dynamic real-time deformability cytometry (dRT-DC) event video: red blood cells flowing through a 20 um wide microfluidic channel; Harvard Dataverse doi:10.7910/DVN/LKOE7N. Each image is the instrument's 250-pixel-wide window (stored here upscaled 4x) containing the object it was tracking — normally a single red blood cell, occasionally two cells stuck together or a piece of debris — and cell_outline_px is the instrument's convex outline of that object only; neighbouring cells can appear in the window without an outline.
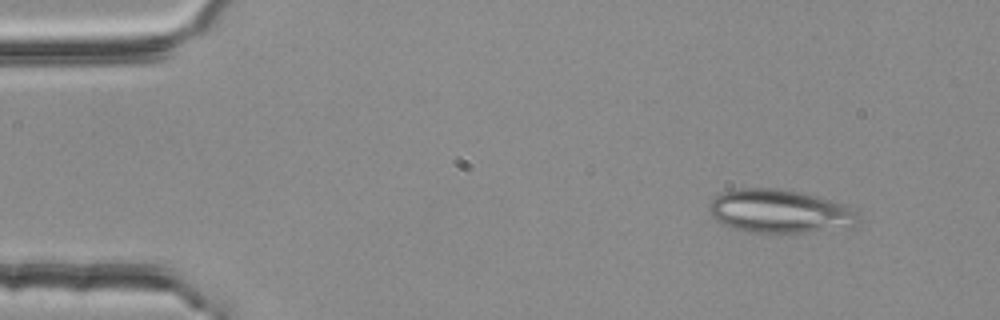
{"species": "common noctule bat (a hibernating species)", "species_latin": "Nyctalus noctula", "temperature_condition": "room temperature", "stored_images_in_passage": 3, "camera_frame_rate_fps": 3000, "um_per_image_px": 0.085, "animal": {"sex": "female", "body_mass_g": 25.1}, "frame": {"image": 1, "passage_image": 1, "time_ms": 0.0, "image_size_px": [1000, 320], "cell_outline_px": [[860, 220], [856, 224], [804, 232], [748, 232], [732, 228], [716, 220], [708, 212], [708, 204], [720, 192], [736, 188], [776, 188], [796, 192], [848, 204], [856, 212]], "centroid_in_image_um": [66.19, 17.94], "position_along_channel_um": 18.8, "area_um2": 37.34}}